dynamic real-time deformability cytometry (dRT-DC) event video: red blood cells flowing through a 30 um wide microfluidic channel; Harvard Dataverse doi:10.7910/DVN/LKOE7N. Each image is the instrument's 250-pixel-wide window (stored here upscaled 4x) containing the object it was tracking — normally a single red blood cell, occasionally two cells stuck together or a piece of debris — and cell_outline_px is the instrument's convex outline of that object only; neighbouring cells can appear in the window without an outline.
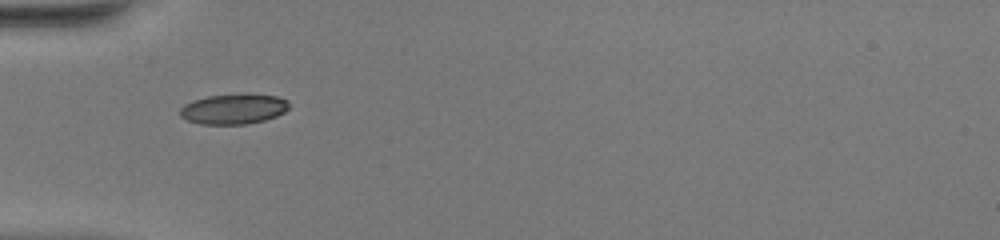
{"species": "common noctule bat (a hibernating species)", "species_latin": "Nyctalus noctula", "temperature_condition": "warm", "stored_images_in_passage": 34, "camera_frame_rate_fps": 3000, "um_per_image_px": 0.085, "animal": {"sex": "female", "body_mass_g": 20.0, "forearm_length_mm": 54.0}, "frame": {"image": 1, "passage_image": 1, "time_ms": 0.0, "image_size_px": [1000, 240], "cell_outline_px": [[288, 108], [284, 112], [276, 116], [264, 120], [248, 124], [200, 124], [188, 120], [180, 116], [180, 108], [184, 104], [192, 100], [208, 96], [248, 92], [276, 96], [288, 100]], "centroid_in_image_um": [19.86, 9.24], "position_along_channel_um": 65.1, "area_um2": 19.54}}
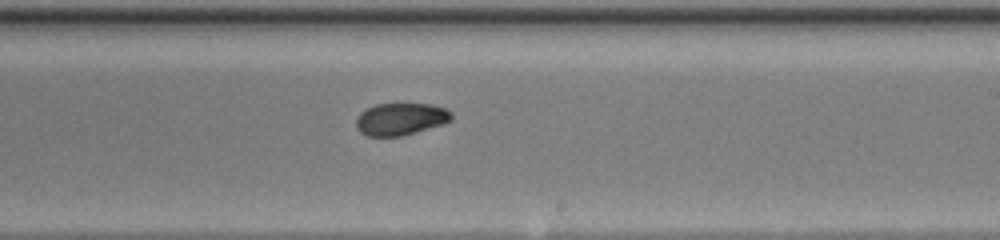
{"frame": {"image": 2, "passage_image": 15, "time_ms": 4.667, "image_size_px": [1000, 240], "cell_outline_px": [[452, 120], [444, 124], [404, 136], [368, 136], [360, 132], [356, 128], [356, 116], [360, 112], [376, 104], [432, 104], [444, 108], [452, 112]], "centroid_in_image_um": [34.06, 10.13], "position_along_channel_um": 254.9, "area_um2": 18.09}}
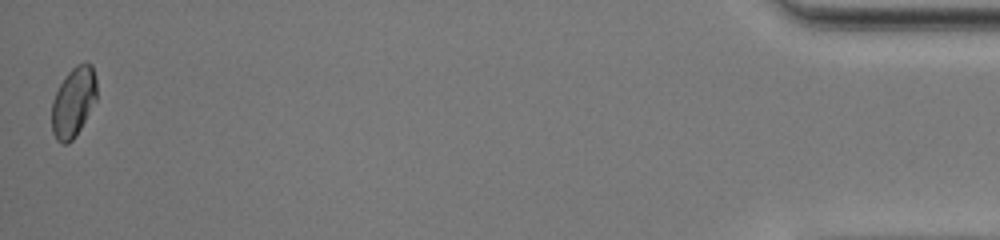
{"frame": {"image": 3, "passage_image": 34, "time_ms": 11.0, "image_size_px": [1000, 240], "cell_outline_px": [[96, 100], [76, 136], [68, 144], [60, 144], [56, 140], [52, 132], [52, 100], [60, 84], [68, 72], [76, 64], [92, 64], [96, 76]], "centroid_in_image_um": [6.23, 8.7], "position_along_channel_um": 429.0, "area_um2": 18.32}, "authors_computed_cell_mechanics": {"area_um2": 18.2937, "velocity_mm_per_s": 4.1289, "shape_relaxation_time_tau1_ms": 5.9018, "shape_relaxation_time_tau2_ms": 2.0931, "deformation_change_tau1": 0.16, "deformation_change_tau2": 0.0433}}